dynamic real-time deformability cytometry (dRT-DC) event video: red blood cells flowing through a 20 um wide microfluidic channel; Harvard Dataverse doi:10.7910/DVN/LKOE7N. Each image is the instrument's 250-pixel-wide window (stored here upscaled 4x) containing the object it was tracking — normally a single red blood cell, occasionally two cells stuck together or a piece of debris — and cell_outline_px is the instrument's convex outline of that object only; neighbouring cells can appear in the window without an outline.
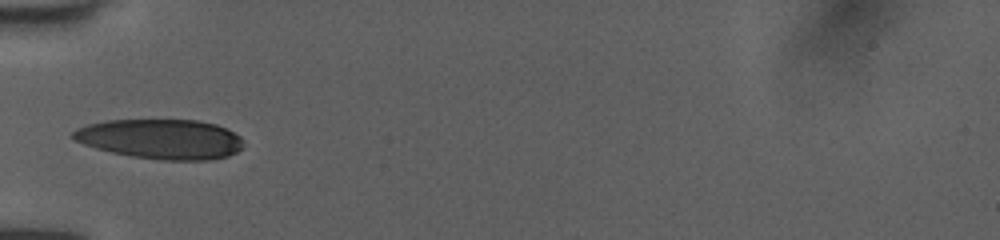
{"species": "human", "species_latin": "Homo sapiens", "temperature_condition": "room temperature", "stored_images_in_passage": 20, "camera_frame_rate_fps": 3000, "um_per_image_px": 0.085, "donor": {"sex": "female"}, "frame": {"image": 1, "passage_image": 1, "time_ms": 0.0, "image_size_px": [1000, 240], "cell_outline_px": [[240, 148], [236, 152], [228, 156], [212, 160], [164, 160], [132, 156], [112, 152], [96, 148], [84, 144], [68, 136], [76, 128], [88, 124], [104, 120], [196, 120], [216, 124], [240, 136]], "centroid_in_image_um": [13.62, 11.81], "position_along_channel_um": 71.4, "area_um2": 39.36}}
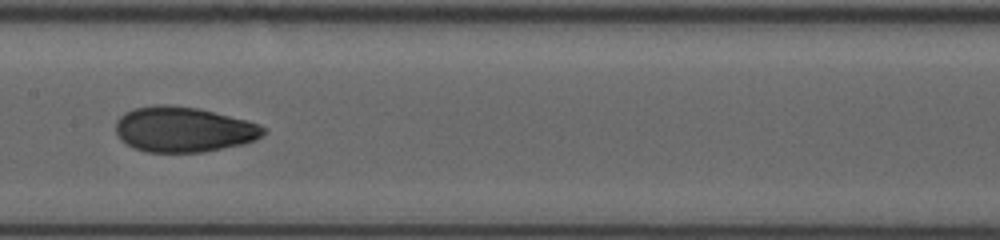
{"frame": {"image": 2, "passage_image": 10, "time_ms": 3.0, "image_size_px": [1000, 240], "cell_outline_px": [[268, 132], [256, 140], [244, 144], [204, 152], [148, 152], [132, 148], [120, 140], [116, 132], [116, 120], [124, 112], [136, 108], [156, 104], [168, 104], [196, 108], [260, 124], [268, 128]], "centroid_in_image_um": [15.6, 11.01], "position_along_channel_um": 191.8, "area_um2": 39.19}}
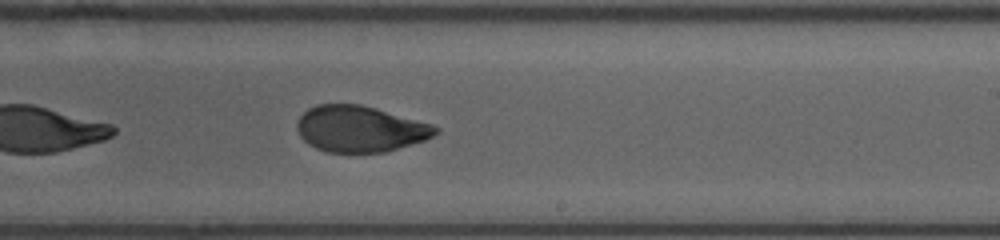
{"frame": {"image": 3, "passage_image": 15, "time_ms": 4.667, "image_size_px": [1000, 240], "cell_outline_px": [[440, 132], [424, 140], [384, 152], [328, 152], [316, 148], [308, 144], [300, 136], [296, 128], [296, 124], [300, 116], [308, 108], [316, 104], [360, 104], [376, 108], [432, 124], [440, 128]], "centroid_in_image_um": [30.59, 10.94], "position_along_channel_um": 258.4, "area_um2": 37.17}}